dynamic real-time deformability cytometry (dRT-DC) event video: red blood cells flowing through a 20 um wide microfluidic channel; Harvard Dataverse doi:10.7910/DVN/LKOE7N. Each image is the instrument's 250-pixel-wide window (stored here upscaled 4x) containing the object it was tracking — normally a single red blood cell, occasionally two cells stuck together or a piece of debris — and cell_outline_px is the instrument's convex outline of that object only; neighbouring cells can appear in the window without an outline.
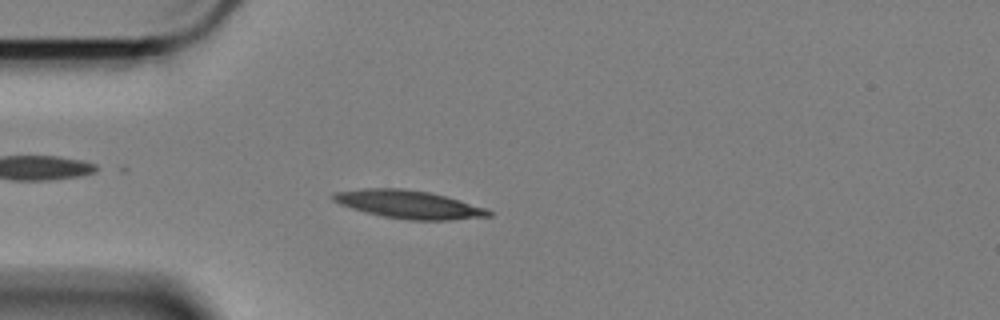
{"species": "Egyptian fruit bat (a non-hibernating species)", "species_latin": "Rousettus aegyptiacus", "temperature_condition": "cold", "stored_images_in_passage": 58, "camera_frame_rate_fps": 3000, "um_per_image_px": 0.085, "animal": {"sex": "female"}, "frame": {"image": 1, "passage_image": 15, "time_ms": 4.667, "image_size_px": [1000, 320], "cell_outline_px": [[492, 216], [452, 220], [408, 220], [384, 216], [352, 208], [340, 204], [332, 200], [332, 192], [364, 188], [400, 188], [428, 192], [460, 200], [484, 208], [492, 212]], "centroid_in_image_um": [34.73, 17.37], "position_along_channel_um": 50.3, "area_um2": 25.2}}
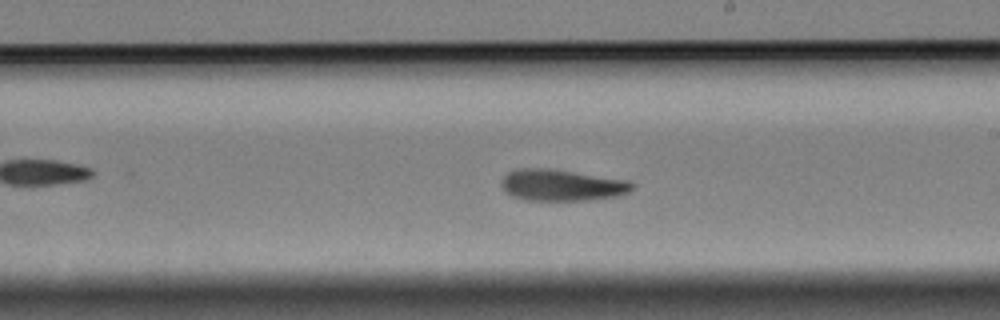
{"frame": {"image": 2, "passage_image": 33, "time_ms": 10.667, "image_size_px": [1000, 320], "cell_outline_px": [[636, 184], [628, 192], [616, 196], [584, 200], [524, 200], [512, 196], [504, 192], [500, 184], [500, 180], [508, 172], [520, 168], [548, 168], [632, 180]], "centroid_in_image_um": [47.73, 15.73], "position_along_channel_um": 241.3, "area_um2": 24.22}}
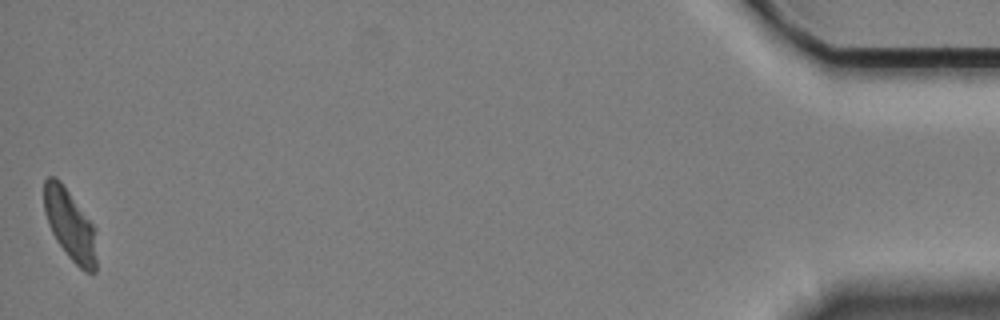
{"frame": {"image": 3, "passage_image": 58, "time_ms": 19.0, "image_size_px": [1000, 320], "cell_outline_px": [[96, 272], [84, 272], [68, 256], [56, 240], [48, 224], [44, 212], [44, 180], [48, 176], [56, 176], [60, 180], [96, 228]], "centroid_in_image_um": [5.95, 19.11], "position_along_channel_um": 429.2, "area_um2": 21.79}, "authors_computed_cell_mechanics": {"area_um2": 23.6113, "velocity_mm_per_s": 3.35, "shape_relaxation_time_tau1_ms": 7.2507, "shape_relaxation_time_tau2_ms": 6.421, "deformation_change_tau1": 0.203, "deformation_change_tau2": 0.1456}}